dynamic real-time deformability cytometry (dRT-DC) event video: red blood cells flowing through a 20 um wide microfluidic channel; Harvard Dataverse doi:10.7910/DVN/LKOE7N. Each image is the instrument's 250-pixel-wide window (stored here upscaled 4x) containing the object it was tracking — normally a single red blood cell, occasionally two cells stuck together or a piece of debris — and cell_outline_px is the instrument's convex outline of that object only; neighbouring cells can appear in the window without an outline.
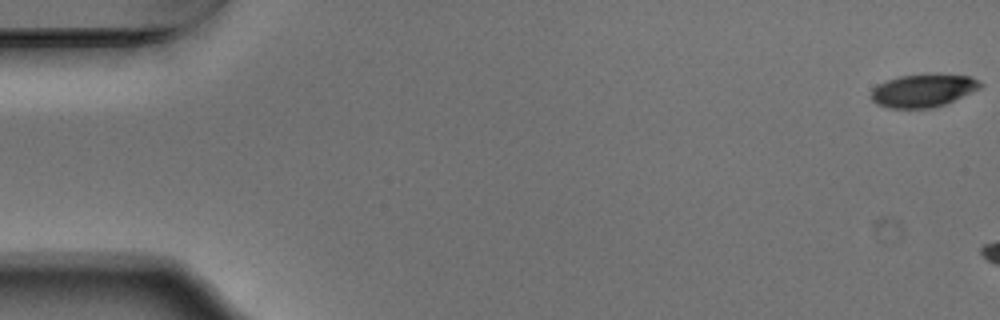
{"species": "Egyptian fruit bat (a non-hibernating species)", "species_latin": "Rousettus aegyptiacus", "temperature_condition": "warm", "stored_images_in_passage": 17, "camera_frame_rate_fps": 3000, "um_per_image_px": 0.085, "animal": {"sex": "male"}, "frame": {"image": 1, "passage_image": 1, "time_ms": 0.0, "image_size_px": [1000, 320], "cell_outline_px": [[984, 84], [980, 88], [944, 104], [932, 108], [888, 108], [876, 104], [872, 100], [872, 88], [876, 84], [900, 76], [928, 72], [940, 72], [972, 76]], "centroid_in_image_um": [78.48, 7.65], "position_along_channel_um": 6.5, "area_um2": 21.5}}
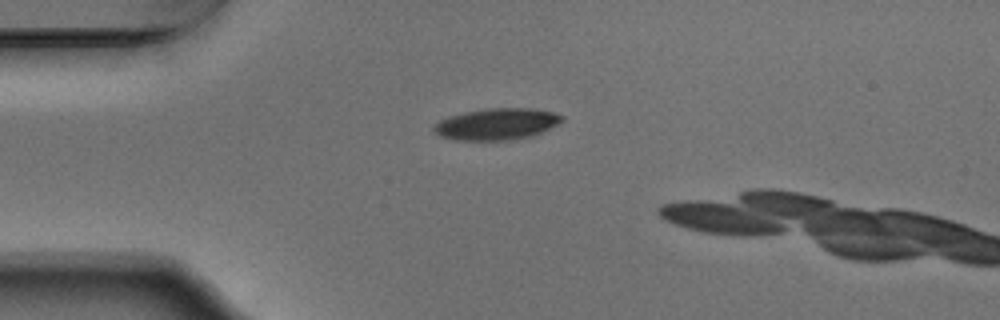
{"frame": {"image": 2, "passage_image": 14, "time_ms": 4.333, "image_size_px": [1000, 320], "cell_outline_px": [[564, 120], [532, 136], [508, 140], [456, 140], [440, 136], [432, 128], [440, 120], [464, 112], [484, 108], [532, 108], [552, 112], [564, 116]], "centroid_in_image_um": [42.22, 10.54], "position_along_channel_um": 42.8, "area_um2": 23.29}}